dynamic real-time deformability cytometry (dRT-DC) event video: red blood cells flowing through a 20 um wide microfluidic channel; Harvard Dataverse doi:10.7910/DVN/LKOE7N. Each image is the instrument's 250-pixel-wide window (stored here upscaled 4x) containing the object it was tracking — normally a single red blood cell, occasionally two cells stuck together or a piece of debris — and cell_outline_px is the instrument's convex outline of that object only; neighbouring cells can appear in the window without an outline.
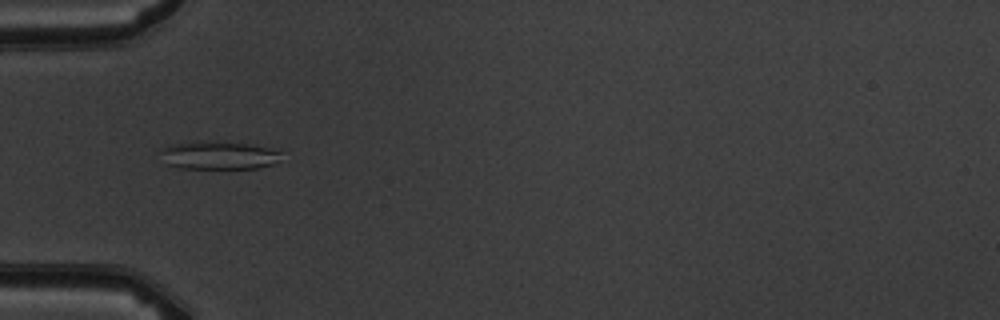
{"species": "common noctule bat (a hibernating species)", "species_latin": "Nyctalus noctula", "temperature_condition": "warm", "stored_images_in_passage": 1, "camera_frame_rate_fps": 3000, "um_per_image_px": 0.085, "animal": {"sex": "male", "body_mass_g": 19.5, "forearm_length_mm": 54.6}, "frame": {"image": 1, "passage_image": 1, "time_ms": 0.0, "image_size_px": [1000, 320], "cell_outline_px": [[280, 152], [276, 160], [272, 164], [256, 168], [176, 168], [168, 164], [160, 152], [164, 148], [172, 144], [200, 140], [248, 144], [268, 148]], "centroid_in_image_um": [18.52, 13.19], "position_along_channel_um": 66.5, "area_um2": 19.36}}